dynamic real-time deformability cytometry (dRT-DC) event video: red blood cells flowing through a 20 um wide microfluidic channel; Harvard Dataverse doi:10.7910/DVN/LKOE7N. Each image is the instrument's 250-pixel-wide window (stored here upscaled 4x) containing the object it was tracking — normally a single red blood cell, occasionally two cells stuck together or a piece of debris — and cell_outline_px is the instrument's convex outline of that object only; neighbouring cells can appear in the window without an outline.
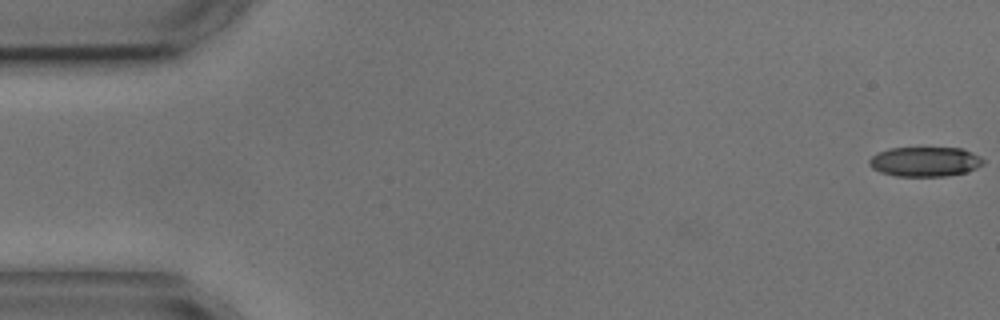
{"species": "common noctule bat (a hibernating species)", "species_latin": "Nyctalus noctula", "temperature_condition": "cold", "stored_images_in_passage": 5, "camera_frame_rate_fps": 3000, "um_per_image_px": 0.085, "animal": {"sex": "male", "body_mass_g": 17.9, "forearm_length_mm": 54.2}, "frame": {"image": 1, "passage_image": 1, "time_ms": 0.0, "image_size_px": [1000, 320], "cell_outline_px": [[984, 164], [968, 172], [944, 176], [896, 176], [880, 172], [872, 168], [868, 164], [868, 160], [876, 152], [888, 148], [964, 148], [980, 156], [984, 160]], "centroid_in_image_um": [78.62, 13.74], "position_along_channel_um": 6.4, "area_um2": 19.94}}
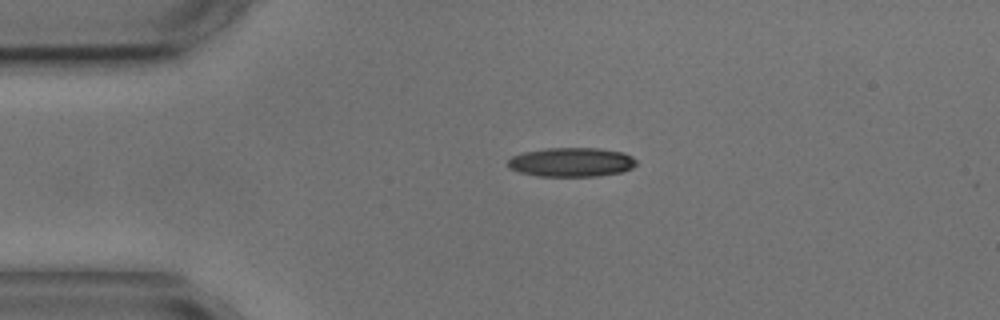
{"frame": {"image": 2, "passage_image": 4, "time_ms": 3.667, "image_size_px": [1000, 320], "cell_outline_px": [[636, 164], [632, 168], [620, 172], [596, 176], [536, 176], [520, 172], [508, 168], [508, 160], [512, 156], [524, 152], [544, 148], [600, 148], [624, 152], [632, 156], [636, 160]], "centroid_in_image_um": [48.57, 13.78], "position_along_channel_um": 36.4, "area_um2": 21.91}}